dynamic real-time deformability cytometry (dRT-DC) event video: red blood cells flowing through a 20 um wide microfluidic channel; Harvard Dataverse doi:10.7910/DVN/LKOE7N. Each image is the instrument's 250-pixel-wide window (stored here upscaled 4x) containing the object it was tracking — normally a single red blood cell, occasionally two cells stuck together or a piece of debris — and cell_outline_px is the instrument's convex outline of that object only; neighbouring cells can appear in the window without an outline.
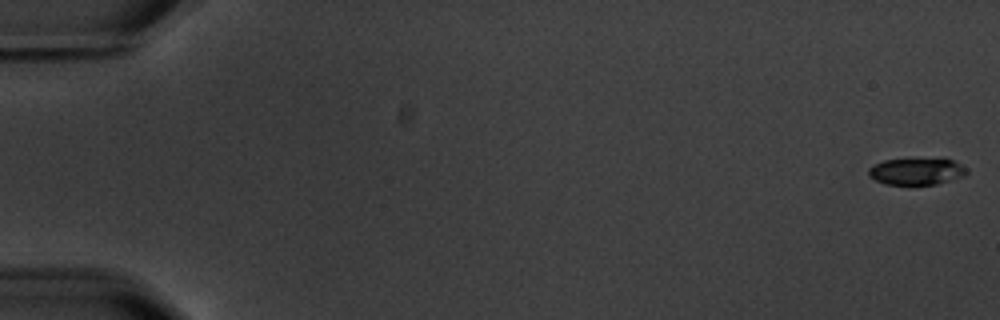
{"species": "common noctule bat (a hibernating species)", "species_latin": "Nyctalus noctula", "temperature_condition": "warm", "stored_images_in_passage": 6, "camera_frame_rate_fps": 3000, "um_per_image_px": 0.085, "animal": {"sex": "male", "body_mass_g": 20.1, "forearm_length_mm": 53.5}, "frame": {"image": 1, "passage_image": 1, "time_ms": 0.0, "image_size_px": [1000, 320], "cell_outline_px": [[968, 172], [964, 176], [936, 184], [888, 184], [876, 180], [868, 176], [868, 168], [884, 160], [912, 156], [944, 156], [968, 168]], "centroid_in_image_um": [77.95, 14.49], "position_along_channel_um": 7.0, "area_um2": 16.24}}
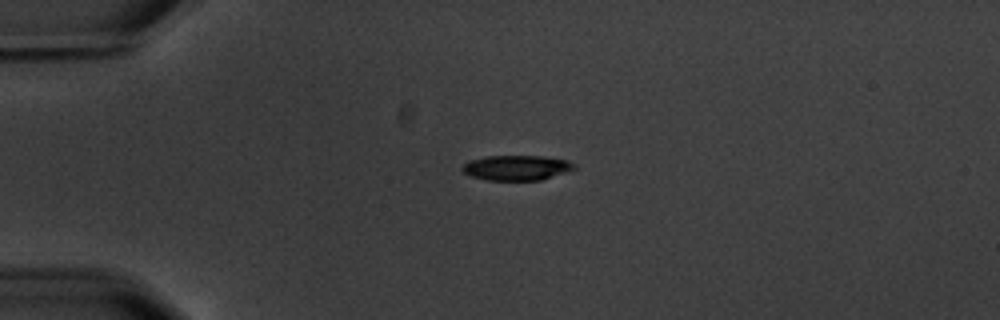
{"frame": {"image": 2, "passage_image": 5, "time_ms": 4.667, "image_size_px": [1000, 320], "cell_outline_px": [[576, 168], [540, 180], [488, 180], [472, 176], [464, 172], [460, 168], [468, 160], [488, 156], [540, 156], [568, 160], [576, 164]], "centroid_in_image_um": [43.89, 14.25], "position_along_channel_um": 41.1, "area_um2": 16.18}}